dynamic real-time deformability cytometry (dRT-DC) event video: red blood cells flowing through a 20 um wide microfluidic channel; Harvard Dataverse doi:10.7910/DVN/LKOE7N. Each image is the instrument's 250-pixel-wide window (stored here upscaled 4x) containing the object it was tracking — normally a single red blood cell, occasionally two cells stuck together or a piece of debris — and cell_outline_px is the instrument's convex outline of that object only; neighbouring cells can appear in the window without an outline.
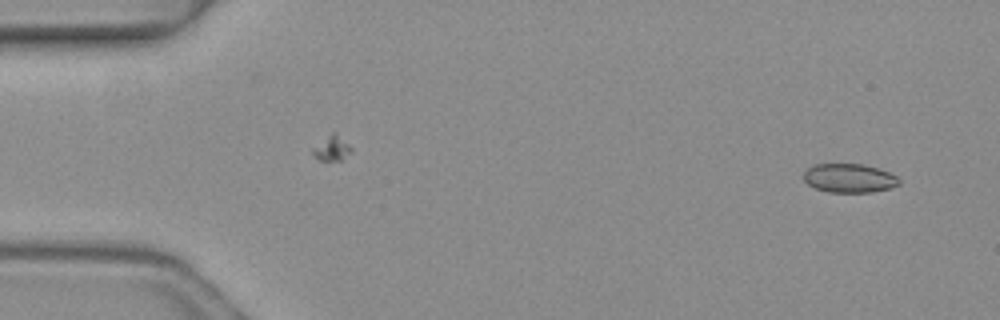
{"species": "common noctule bat (a hibernating species)", "species_latin": "Nyctalus noctula", "temperature_condition": "warm", "stored_images_in_passage": 3, "camera_frame_rate_fps": 3000, "um_per_image_px": 0.085, "animal": {"sex": "female", "body_mass_g": 19.3, "forearm_length_mm": 54.1}, "frame": {"image": 1, "passage_image": 3, "time_ms": 0.667, "image_size_px": [1000, 320], "cell_outline_px": [[900, 184], [892, 188], [872, 192], [828, 192], [816, 188], [808, 184], [804, 180], [804, 172], [812, 164], [864, 164], [880, 168], [896, 176], [900, 180]], "centroid_in_image_um": [72.21, 15.14], "position_along_channel_um": 12.8, "area_um2": 16.18}}